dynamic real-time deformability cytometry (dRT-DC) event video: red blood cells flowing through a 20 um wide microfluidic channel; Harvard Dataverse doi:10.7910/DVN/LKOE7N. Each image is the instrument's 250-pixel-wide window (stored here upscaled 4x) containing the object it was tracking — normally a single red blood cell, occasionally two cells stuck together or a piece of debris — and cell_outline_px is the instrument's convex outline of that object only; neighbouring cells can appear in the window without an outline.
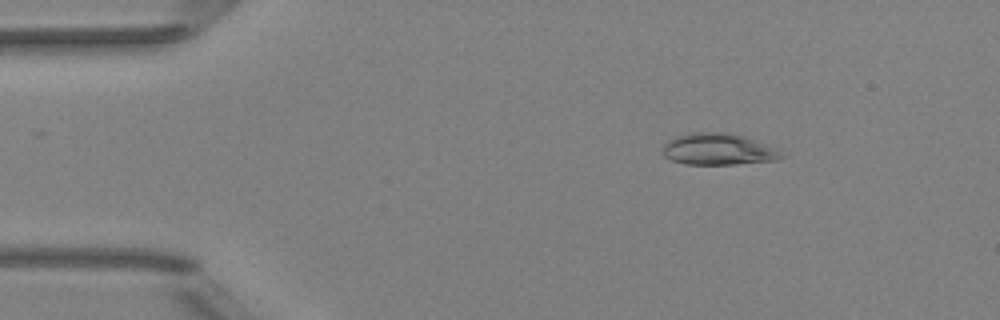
{"species": "Egyptian fruit bat (a non-hibernating species)", "species_latin": "Rousettus aegyptiacus", "temperature_condition": "room temperature", "stored_images_in_passage": 3, "camera_frame_rate_fps": 3000, "um_per_image_px": 0.085, "animal": {"sex": "female"}, "frame": {"image": 1, "passage_image": 1, "time_ms": 0.0, "image_size_px": [1000, 320], "cell_outline_px": [[784, 156], [776, 160], [736, 164], [684, 164], [672, 160], [664, 156], [660, 152], [664, 144], [676, 136], [688, 132], [720, 132], [744, 136], [764, 144], [772, 148]], "centroid_in_image_um": [60.95, 12.69], "position_along_channel_um": 24.1, "area_um2": 21.56}}